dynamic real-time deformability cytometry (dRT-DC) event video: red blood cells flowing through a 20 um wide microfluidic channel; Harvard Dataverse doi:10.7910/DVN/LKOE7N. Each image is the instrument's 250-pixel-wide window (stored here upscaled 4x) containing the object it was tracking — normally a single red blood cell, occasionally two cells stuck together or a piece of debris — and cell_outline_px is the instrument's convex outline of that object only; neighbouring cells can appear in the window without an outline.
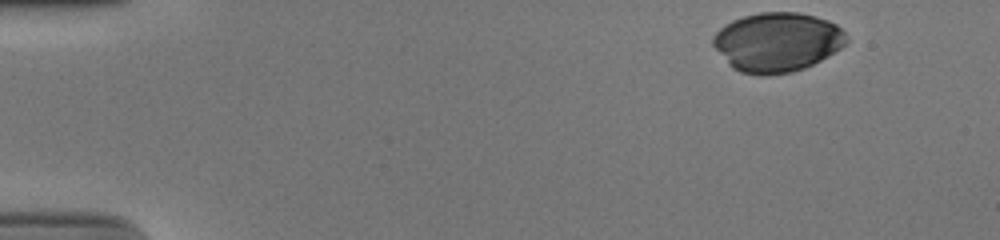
{"species": "human", "species_latin": "Homo sapiens", "temperature_condition": "cold", "stored_images_in_passage": 39, "camera_frame_rate_fps": 3000, "um_per_image_px": 0.085, "donor": {"sex": "male"}, "frame": {"image": 1, "passage_image": 1, "time_ms": 0.0, "image_size_px": [1000, 240], "cell_outline_px": [[848, 40], [840, 48], [828, 56], [804, 68], [792, 72], [764, 76], [760, 76], [740, 72], [732, 68], [728, 64], [712, 44], [712, 36], [724, 24], [732, 20], [744, 16], [760, 12], [796, 12], [816, 16], [828, 20], [836, 24], [844, 32]], "centroid_in_image_um": [66.04, 3.58], "position_along_channel_um": 19.0, "area_um2": 46.24}}
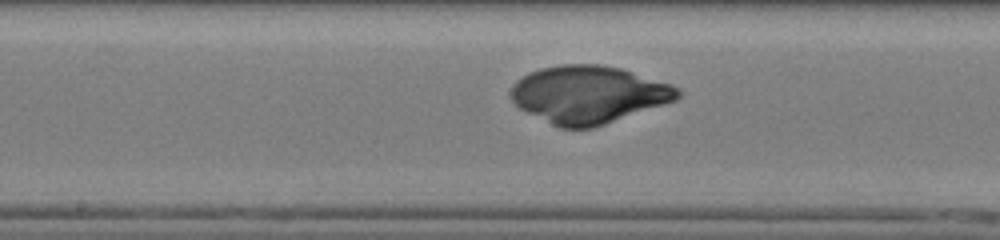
{"frame": {"image": 2, "passage_image": 24, "time_ms": 7.667, "image_size_px": [1000, 240], "cell_outline_px": [[680, 96], [676, 100], [592, 128], [560, 128], [520, 108], [512, 100], [508, 92], [512, 84], [516, 80], [540, 68], [560, 64], [600, 64], [620, 68], [672, 84], [680, 92]], "centroid_in_image_um": [50.0, 8.02], "position_along_channel_um": 198.2, "area_um2": 55.55}}
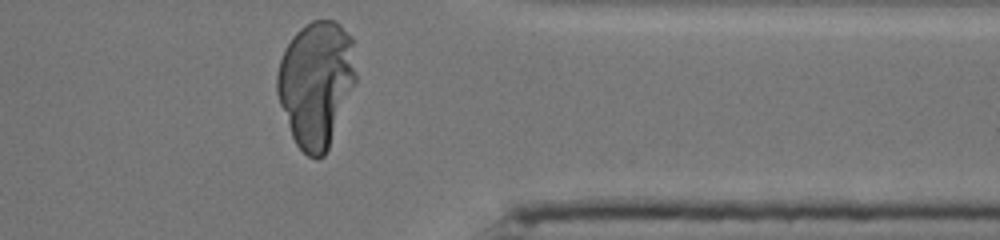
{"frame": {"image": 3, "passage_image": 39, "time_ms": 12.667, "image_size_px": [1000, 240], "cell_outline_px": [[356, 80], [328, 148], [324, 156], [316, 160], [308, 156], [296, 144], [292, 136], [280, 104], [276, 92], [276, 76], [280, 60], [292, 36], [304, 24], [312, 20], [336, 20], [352, 36], [356, 72]], "centroid_in_image_um": [26.87, 7.08], "position_along_channel_um": 384.5, "area_um2": 57.74}}